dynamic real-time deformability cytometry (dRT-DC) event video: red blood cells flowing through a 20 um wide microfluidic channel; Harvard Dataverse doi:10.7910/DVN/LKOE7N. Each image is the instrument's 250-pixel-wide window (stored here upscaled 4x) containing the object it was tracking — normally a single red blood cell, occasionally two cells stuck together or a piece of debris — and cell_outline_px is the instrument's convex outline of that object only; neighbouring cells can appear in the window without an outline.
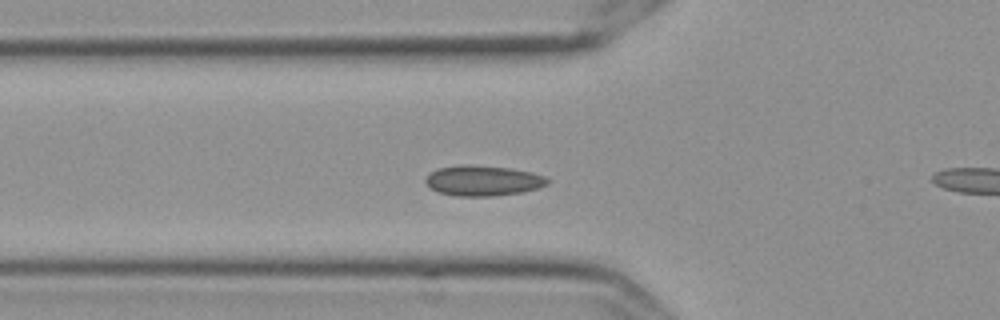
{"species": "Egyptian fruit bat (a non-hibernating species)", "species_latin": "Rousettus aegyptiacus", "temperature_condition": "cold", "stored_images_in_passage": 16, "camera_frame_rate_fps": 3000, "um_per_image_px": 0.085, "frame": {"image": 1, "passage_image": 14, "time_ms": 4.333, "image_size_px": [1000, 320], "cell_outline_px": [[548, 184], [540, 188], [520, 192], [492, 196], [456, 196], [440, 192], [428, 188], [424, 180], [432, 172], [440, 168], [464, 164], [508, 168], [532, 172], [544, 176], [548, 180]], "centroid_in_image_um": [41.05, 15.36], "position_along_channel_um": 84.7, "area_um2": 21.39}}